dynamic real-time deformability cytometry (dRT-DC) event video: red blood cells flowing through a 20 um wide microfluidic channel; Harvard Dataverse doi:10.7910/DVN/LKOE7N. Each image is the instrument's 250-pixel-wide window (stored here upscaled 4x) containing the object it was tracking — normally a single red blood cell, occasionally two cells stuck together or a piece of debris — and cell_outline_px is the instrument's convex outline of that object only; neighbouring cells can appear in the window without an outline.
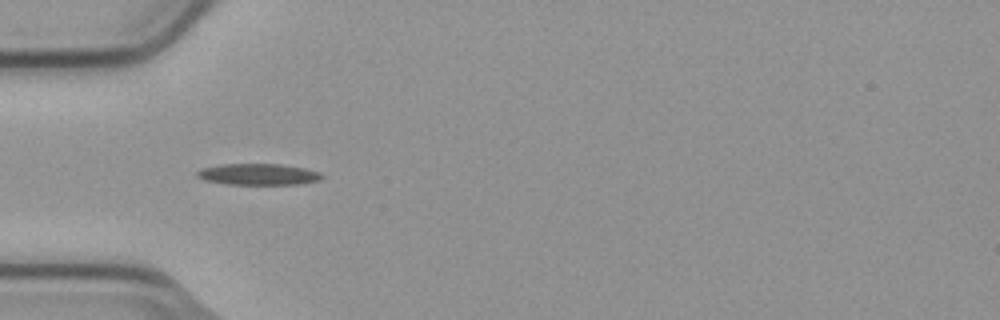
{"species": "common noctule bat (a hibernating species)", "species_latin": "Nyctalus noctula", "temperature_condition": "cold", "stored_images_in_passage": 7, "camera_frame_rate_fps": 3000, "um_per_image_px": 0.085, "animal": {"sex": "male", "body_mass_g": 23.1, "forearm_length_mm": 52.7}, "frame": {"image": 1, "passage_image": 4, "time_ms": 1.0, "image_size_px": [1000, 320], "cell_outline_px": [[324, 176], [320, 180], [300, 184], [228, 184], [204, 180], [196, 176], [196, 172], [200, 168], [220, 164], [280, 164], [304, 168], [320, 172]], "centroid_in_image_um": [21.94, 14.81], "position_along_channel_um": 63.1, "area_um2": 15.55}}
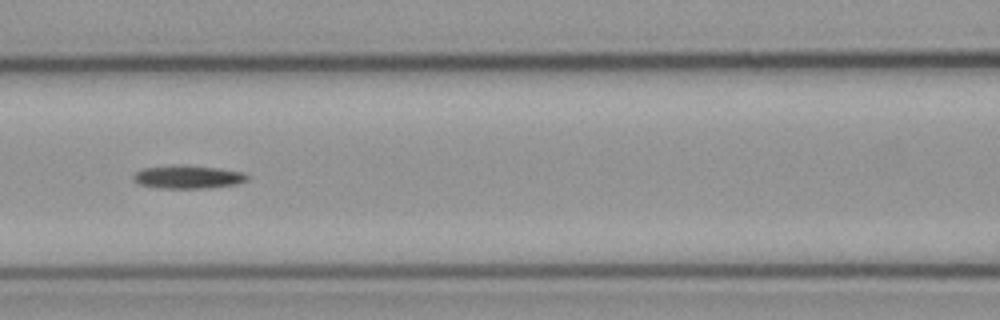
{"frame": {"image": 2, "passage_image": 6, "time_ms": 1.667, "image_size_px": [1000, 320], "cell_outline_px": [[248, 180], [236, 184], [204, 188], [160, 188], [140, 184], [132, 180], [132, 176], [136, 172], [144, 168], [220, 168], [244, 172], [248, 176]], "centroid_in_image_um": [16.02, 15.09], "position_along_channel_um": 150.6, "area_um2": 14.33}}
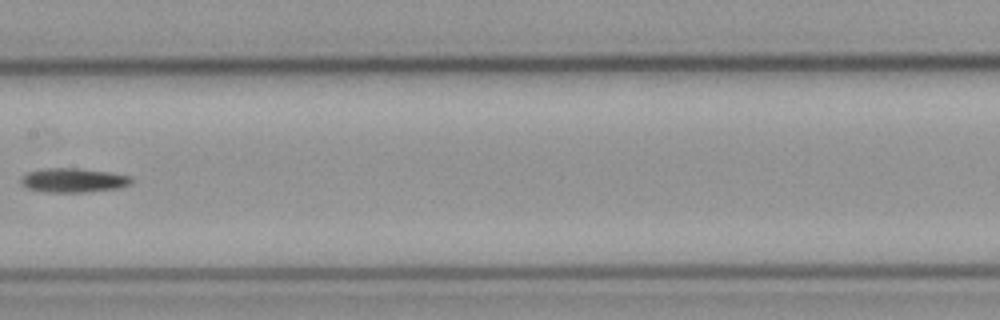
{"frame": {"image": 3, "passage_image": 7, "time_ms": 2.0, "image_size_px": [1000, 320], "cell_outline_px": [[132, 184], [120, 188], [84, 192], [44, 192], [28, 188], [20, 184], [20, 176], [28, 172], [44, 168], [76, 168], [112, 172], [132, 176]], "centroid_in_image_um": [6.24, 15.32], "position_along_channel_um": 201.2, "area_um2": 15.84}}